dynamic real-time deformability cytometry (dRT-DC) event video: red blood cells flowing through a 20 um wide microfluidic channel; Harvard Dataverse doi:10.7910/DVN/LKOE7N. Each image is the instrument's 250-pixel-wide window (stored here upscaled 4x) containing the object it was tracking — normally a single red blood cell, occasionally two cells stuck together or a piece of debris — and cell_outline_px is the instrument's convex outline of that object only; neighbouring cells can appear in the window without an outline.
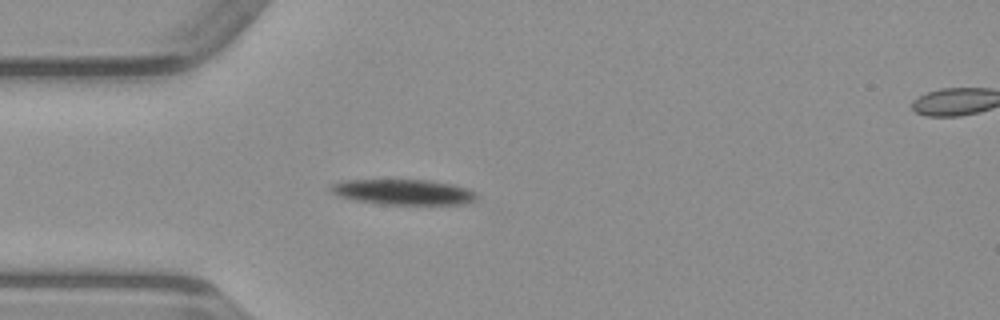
{"species": "common noctule bat (a hibernating species)", "species_latin": "Nyctalus noctula", "temperature_condition": "warm", "stored_images_in_passage": 44, "segment_of_instrument_passage": [1, 2], "camera_frame_rate_fps": 3000, "um_per_image_px": 0.085, "animal": {"sex": "male", "body_mass_g": 23.1, "forearm_length_mm": 52.7}, "frame": {"image": 1, "passage_image": 5, "time_ms": 1.333, "image_size_px": [1000, 320], "cell_outline_px": [[480, 196], [476, 200], [464, 204], [380, 204], [352, 200], [336, 196], [328, 188], [332, 184], [340, 180], [428, 180], [452, 184], [468, 188], [476, 192]], "centroid_in_image_um": [34.27, 16.32], "position_along_channel_um": 50.7, "area_um2": 21.91}}
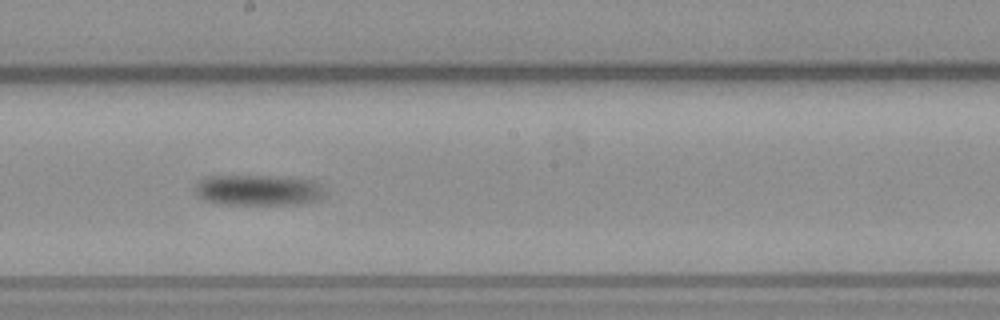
{"frame": {"image": 2, "passage_image": 19, "time_ms": 6.0, "image_size_px": [1000, 320], "cell_outline_px": [[324, 196], [316, 200], [300, 204], [220, 204], [204, 200], [196, 192], [196, 184], [204, 176], [268, 176], [312, 180], [320, 184]], "centroid_in_image_um": [21.93, 16.16], "position_along_channel_um": 226.3, "area_um2": 23.0}}
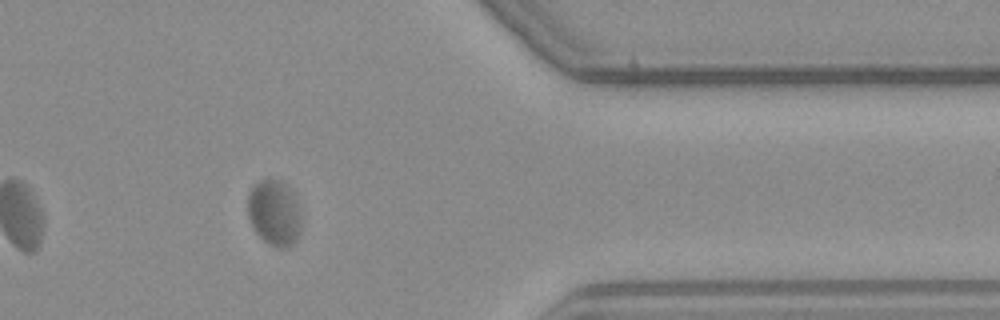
{"frame": {"image": 3, "passage_image": 33, "time_ms": 10.667, "image_size_px": [1000, 320], "cell_outline_px": [[300, 228], [296, 240], [288, 248], [276, 248], [268, 244], [252, 228], [248, 220], [248, 196], [256, 180], [280, 180], [288, 184], [300, 204]], "centroid_in_image_um": [23.32, 18.08], "position_along_channel_um": 388.1, "area_um2": 20.92}}